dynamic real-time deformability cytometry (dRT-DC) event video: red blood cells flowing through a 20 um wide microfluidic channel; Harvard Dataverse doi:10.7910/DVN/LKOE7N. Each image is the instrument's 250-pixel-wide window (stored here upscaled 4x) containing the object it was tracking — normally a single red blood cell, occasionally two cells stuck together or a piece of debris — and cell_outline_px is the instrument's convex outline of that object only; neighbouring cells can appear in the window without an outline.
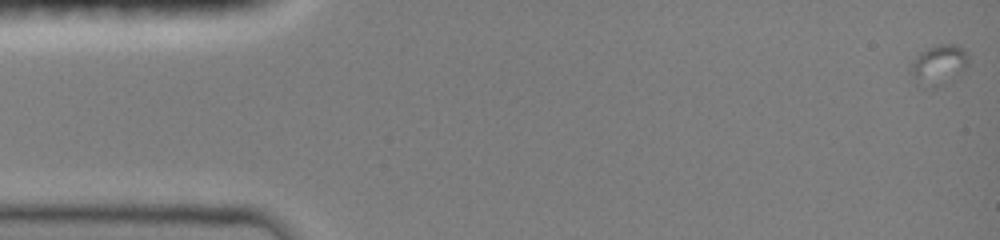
{"species": "common noctule bat (a hibernating species)", "species_latin": "Nyctalus noctula", "temperature_condition": "room temperature", "stored_images_in_passage": 13, "camera_frame_rate_fps": 3000, "um_per_image_px": 0.085, "animal": {"sex": "female", "body_mass_g": 19.0, "forearm_length_mm": 51.5}, "frame": {"image": 1, "passage_image": 1, "time_ms": 0.0, "image_size_px": [1000, 240], "cell_outline_px": [[968, 64], [964, 68], [924, 88], [916, 84], [908, 72], [908, 68], [916, 56], [920, 52], [928, 48], [940, 44], [956, 44], [968, 52]], "centroid_in_image_um": [79.69, 5.42], "position_along_channel_um": 5.3, "area_um2": 12.66}}